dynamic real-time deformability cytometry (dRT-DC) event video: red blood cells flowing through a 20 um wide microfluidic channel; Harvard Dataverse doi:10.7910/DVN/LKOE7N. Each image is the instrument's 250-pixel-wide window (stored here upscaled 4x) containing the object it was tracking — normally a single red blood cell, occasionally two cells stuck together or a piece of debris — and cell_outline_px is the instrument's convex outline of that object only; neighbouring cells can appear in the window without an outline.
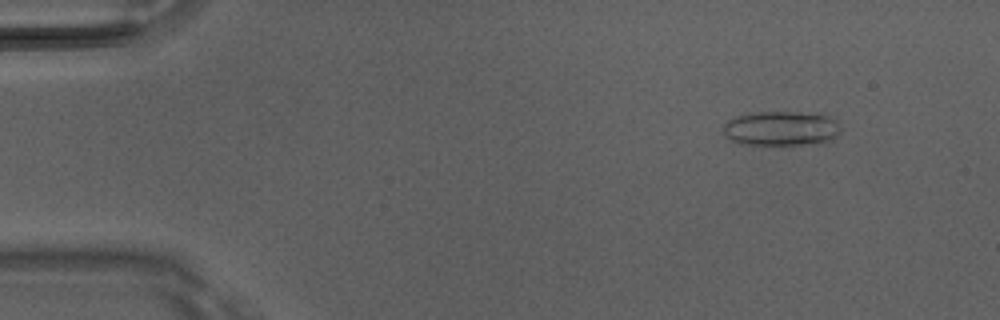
{"species": "Egyptian fruit bat (a non-hibernating species)", "species_latin": "Rousettus aegyptiacus", "temperature_condition": "room temperature", "stored_images_in_passage": 6, "camera_frame_rate_fps": 3000, "um_per_image_px": 0.085, "animal": {"sex": "male"}, "frame": {"image": 1, "passage_image": 1, "time_ms": 0.0, "image_size_px": [1000, 320], "cell_outline_px": [[840, 132], [832, 140], [820, 144], [784, 148], [740, 144], [732, 140], [724, 132], [724, 124], [728, 120], [736, 116], [760, 112], [824, 112], [836, 120], [840, 128]], "centroid_in_image_um": [66.49, 10.97], "position_along_channel_um": 18.5, "area_um2": 25.09}}